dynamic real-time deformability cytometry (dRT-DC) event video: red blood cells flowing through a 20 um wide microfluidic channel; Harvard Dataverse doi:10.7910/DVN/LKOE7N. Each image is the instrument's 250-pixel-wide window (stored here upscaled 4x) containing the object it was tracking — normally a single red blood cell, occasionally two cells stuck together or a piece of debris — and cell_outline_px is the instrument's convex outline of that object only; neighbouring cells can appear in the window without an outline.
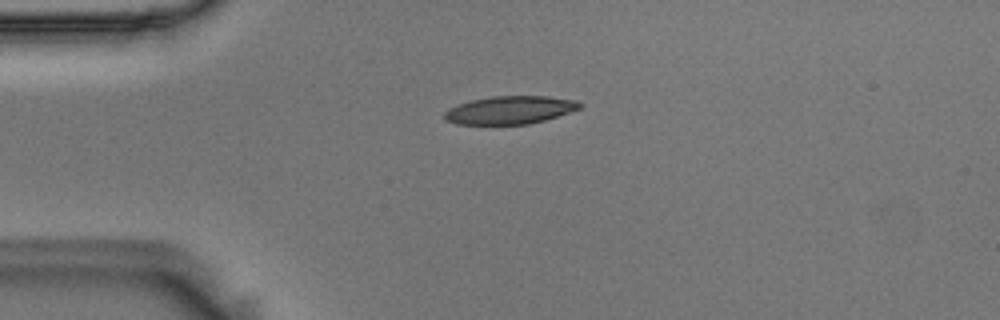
{"species": "Egyptian fruit bat (a non-hibernating species)", "species_latin": "Rousettus aegyptiacus", "temperature_condition": "room temperature", "stored_images_in_passage": 43, "camera_frame_rate_fps": 3000, "um_per_image_px": 0.085, "animal": {"sex": "male"}, "frame": {"image": 1, "passage_image": 1, "time_ms": 0.0, "image_size_px": [1000, 320], "cell_outline_px": [[584, 104], [580, 108], [544, 120], [528, 124], [456, 124], [444, 120], [444, 112], [448, 108], [456, 104], [472, 100], [492, 96], [548, 96], [576, 100]], "centroid_in_image_um": [43.31, 9.34], "position_along_channel_um": 41.7, "area_um2": 22.08}}
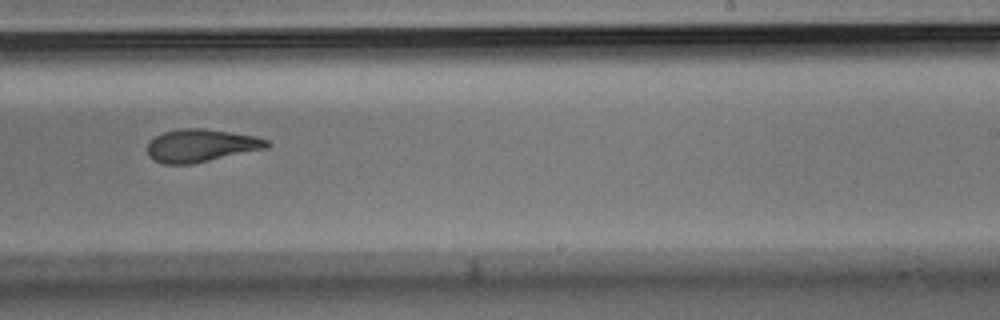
{"frame": {"image": 2, "passage_image": 22, "time_ms": 7.0, "image_size_px": [1000, 320], "cell_outline_px": [[272, 144], [268, 148], [192, 164], [164, 164], [148, 156], [148, 144], [156, 136], [164, 132], [176, 128], [204, 128], [256, 136], [268, 140]], "centroid_in_image_um": [17.12, 12.36], "position_along_channel_um": 271.9, "area_um2": 22.89}}
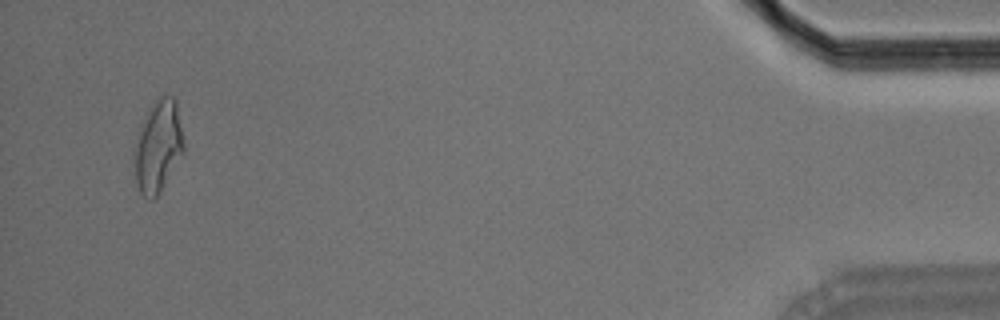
{"frame": {"image": 3, "passage_image": 41, "time_ms": 13.333, "image_size_px": [1000, 320], "cell_outline_px": [[184, 152], [160, 192], [152, 200], [144, 196], [140, 192], [136, 180], [132, 164], [132, 152], [140, 124], [156, 96], [172, 96], [176, 100], [184, 144]], "centroid_in_image_um": [13.4, 12.43], "position_along_channel_um": 421.8, "area_um2": 26.88}, "authors_computed_cell_mechanics": {"area_um2": 23.1778, "velocity_mm_per_s": 3.6121, "shape_relaxation_time_tau1_ms": 7.8259, "shape_relaxation_time_tau2_ms": 2.7391, "deformation_change_tau1": 0.1975, "deformation_change_tau2": 0.1034}}